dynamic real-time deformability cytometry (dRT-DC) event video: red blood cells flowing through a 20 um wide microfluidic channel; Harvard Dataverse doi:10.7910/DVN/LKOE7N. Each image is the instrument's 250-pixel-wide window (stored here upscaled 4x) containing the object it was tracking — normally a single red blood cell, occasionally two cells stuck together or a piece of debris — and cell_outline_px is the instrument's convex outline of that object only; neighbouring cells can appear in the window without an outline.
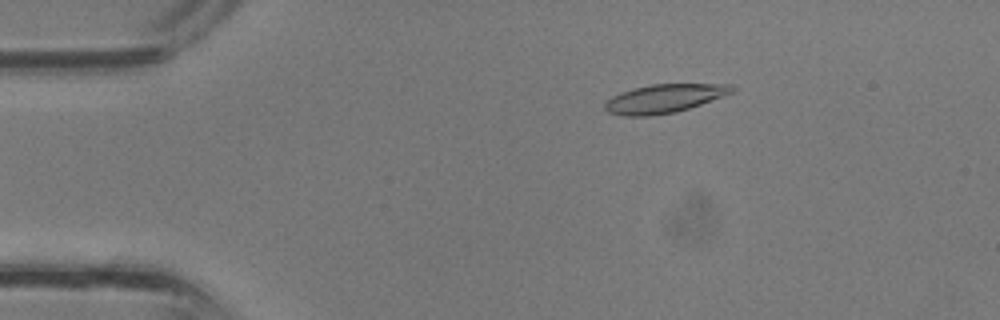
{"species": "common noctule bat (a hibernating species)", "species_latin": "Nyctalus noctula", "temperature_condition": "room temperature", "stored_images_in_passage": 37, "camera_frame_rate_fps": 3000, "um_per_image_px": 0.085, "animal": {"sex": "male", "body_mass_g": 13.3}, "frame": {"image": 1, "passage_image": 7, "time_ms": 2.0, "image_size_px": [1000, 320], "cell_outline_px": [[736, 92], [676, 112], [652, 116], [624, 116], [608, 112], [604, 108], [604, 104], [612, 96], [620, 92], [632, 88], [652, 84], [732, 84], [736, 88]], "centroid_in_image_um": [56.47, 8.37], "position_along_channel_um": 28.5, "area_um2": 21.33}}
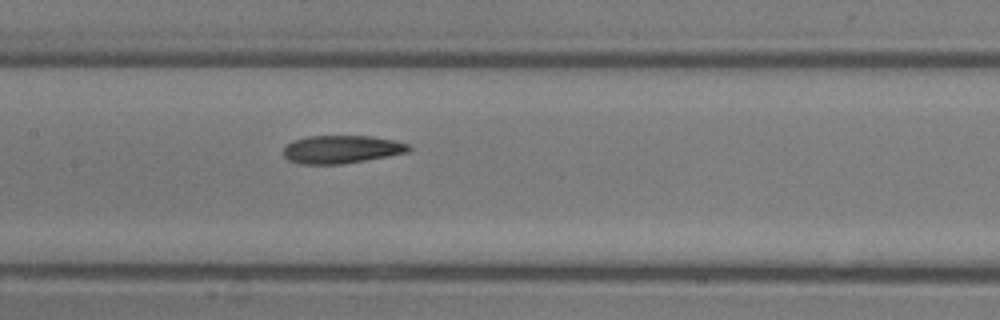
{"frame": {"image": 2, "passage_image": 18, "time_ms": 5.667, "image_size_px": [1000, 320], "cell_outline_px": [[412, 148], [408, 152], [388, 156], [344, 164], [300, 164], [288, 160], [284, 156], [284, 144], [292, 140], [308, 136], [372, 136], [396, 140], [408, 144]], "centroid_in_image_um": [29.01, 12.69], "position_along_channel_um": 178.4, "area_um2": 20.69}}
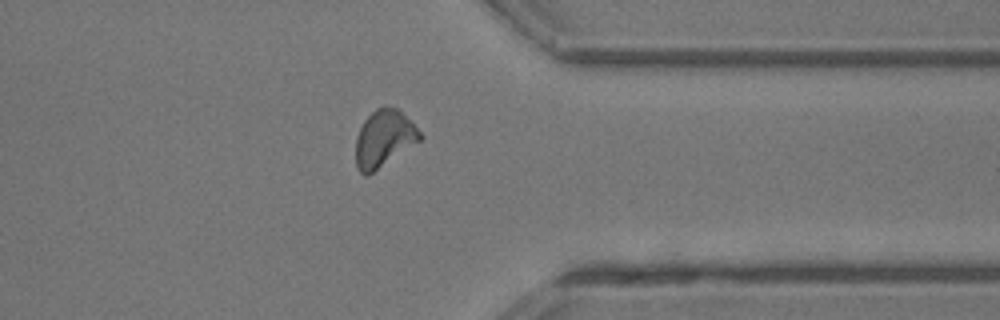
{"frame": {"image": 3, "passage_image": 29, "time_ms": 9.333, "image_size_px": [1000, 320], "cell_outline_px": [[424, 136], [420, 140], [368, 176], [364, 176], [356, 168], [356, 136], [364, 120], [376, 108], [396, 108]], "centroid_in_image_um": [32.59, 11.83], "position_along_channel_um": 378.8, "area_um2": 20.81}}